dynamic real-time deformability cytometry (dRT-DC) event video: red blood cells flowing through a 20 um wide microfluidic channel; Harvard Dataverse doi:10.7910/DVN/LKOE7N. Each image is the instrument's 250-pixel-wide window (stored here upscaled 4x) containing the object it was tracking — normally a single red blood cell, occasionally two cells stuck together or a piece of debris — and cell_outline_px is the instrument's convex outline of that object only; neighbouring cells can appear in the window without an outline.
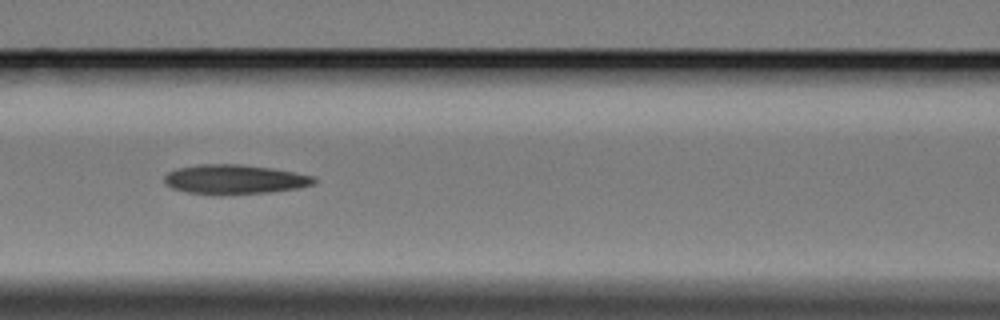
{"species": "Egyptian fruit bat (a non-hibernating species)", "species_latin": "Rousettus aegyptiacus", "temperature_condition": "cold", "stored_images_in_passage": 10, "camera_frame_rate_fps": 3000, "um_per_image_px": 0.085, "animal": {"sex": "female"}, "frame": {"image": 1, "passage_image": 4, "time_ms": 3.333, "image_size_px": [1000, 320], "cell_outline_px": [[316, 180], [312, 184], [296, 188], [268, 192], [188, 192], [172, 188], [164, 180], [164, 176], [168, 172], [176, 168], [200, 164], [240, 164], [272, 168], [296, 172], [316, 176]], "centroid_in_image_um": [19.97, 15.19], "position_along_channel_um": 146.6, "area_um2": 24.74}}
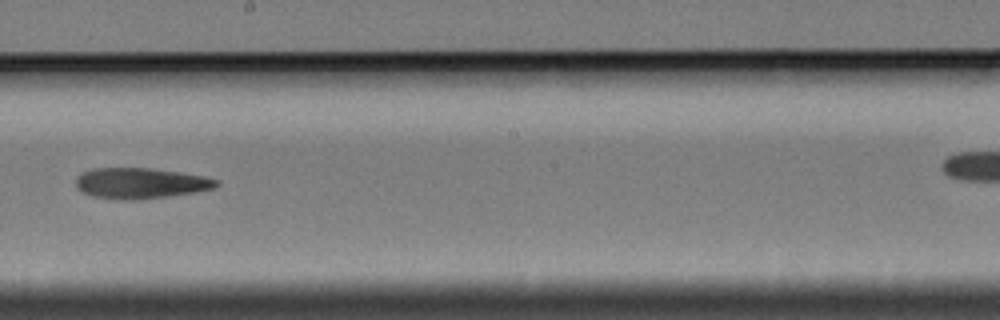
{"frame": {"image": 2, "passage_image": 6, "time_ms": 6.0, "image_size_px": [1000, 320], "cell_outline_px": [[220, 184], [216, 188], [168, 196], [140, 200], [120, 200], [92, 196], [76, 188], [76, 176], [92, 168], [152, 168], [180, 172], [204, 176], [220, 180]], "centroid_in_image_um": [11.95, 15.57], "position_along_channel_um": 236.2, "area_um2": 25.32}}
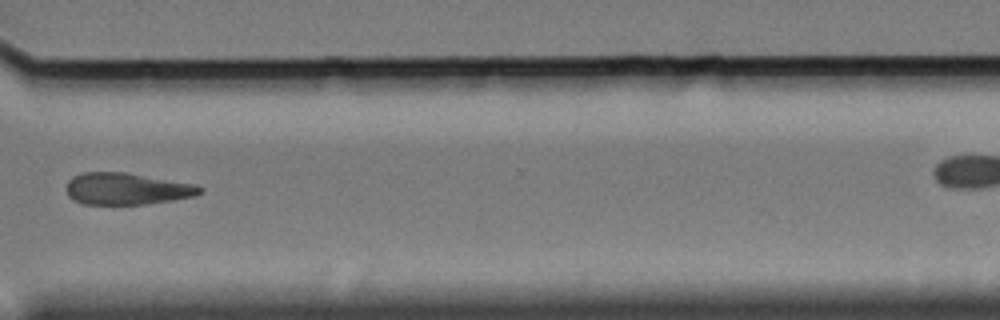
{"frame": {"image": 3, "passage_image": 9, "time_ms": 9.667, "image_size_px": [1000, 320], "cell_outline_px": [[204, 192], [196, 196], [172, 200], [144, 204], [84, 204], [72, 200], [68, 196], [64, 188], [68, 180], [72, 176], [80, 172], [124, 172], [192, 184], [204, 188]], "centroid_in_image_um": [10.71, 16.05], "position_along_channel_um": 359.9, "area_um2": 24.85}}